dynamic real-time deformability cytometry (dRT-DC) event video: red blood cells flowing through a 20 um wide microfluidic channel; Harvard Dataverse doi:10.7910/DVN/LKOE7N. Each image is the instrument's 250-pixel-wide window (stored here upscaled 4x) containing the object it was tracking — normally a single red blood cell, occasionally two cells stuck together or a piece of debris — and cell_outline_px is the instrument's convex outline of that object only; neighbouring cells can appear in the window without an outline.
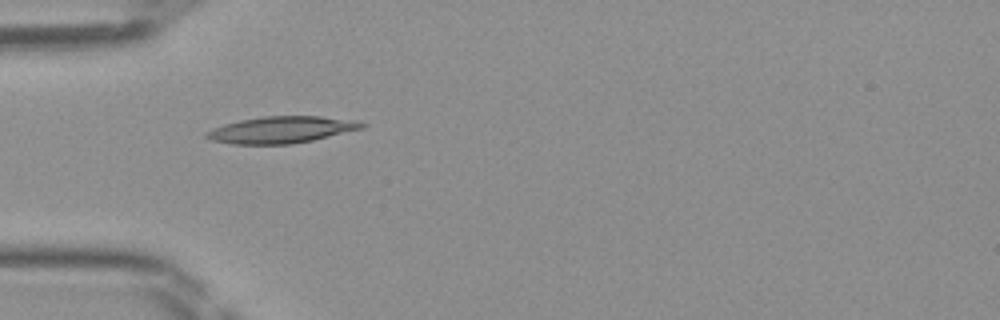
{"species": "Egyptian fruit bat (a non-hibernating species)", "species_latin": "Rousettus aegyptiacus", "temperature_condition": "room temperature", "stored_images_in_passage": 34, "camera_frame_rate_fps": 3000, "um_per_image_px": 0.085, "frame": {"image": 1, "passage_image": 1, "time_ms": 0.0, "image_size_px": [1000, 320], "cell_outline_px": [[368, 124], [364, 128], [312, 140], [292, 144], [232, 144], [208, 140], [204, 136], [204, 132], [212, 128], [224, 124], [240, 120], [264, 116], [320, 116], [356, 120]], "centroid_in_image_um": [23.89, 11.03], "position_along_channel_um": 61.1, "area_um2": 24.33}}
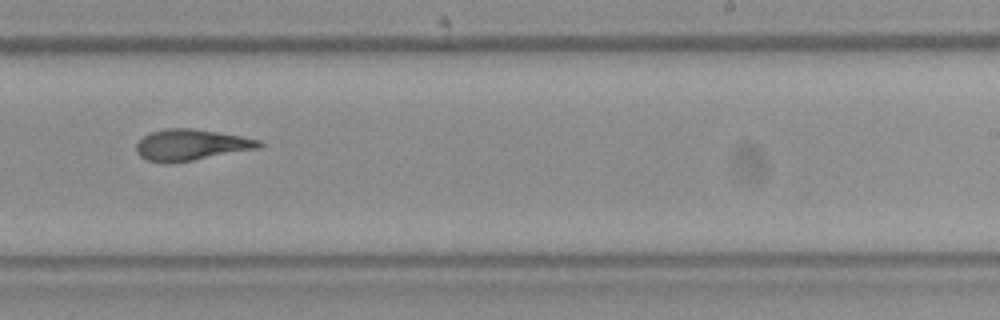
{"frame": {"image": 2, "passage_image": 16, "time_ms": 5.0, "image_size_px": [1000, 320], "cell_outline_px": [[264, 144], [260, 148], [172, 164], [164, 164], [144, 160], [136, 152], [136, 144], [148, 132], [164, 128], [192, 128], [240, 136], [260, 140]], "centroid_in_image_um": [16.19, 12.33], "position_along_channel_um": 272.8, "area_um2": 22.6}}
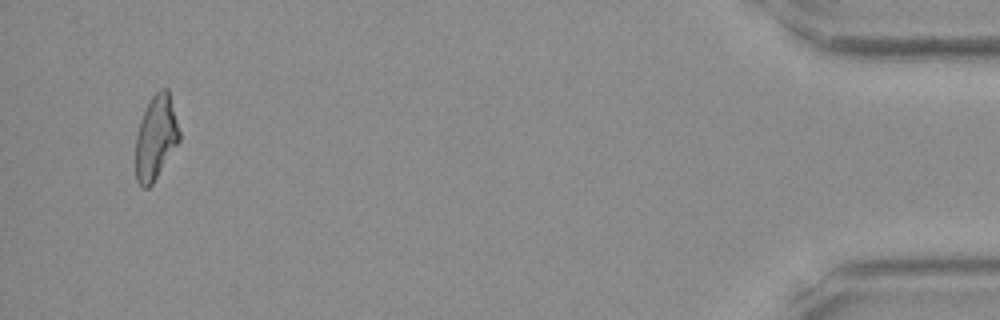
{"frame": {"image": 3, "passage_image": 32, "time_ms": 10.333, "image_size_px": [1000, 320], "cell_outline_px": [[180, 140], [152, 184], [148, 188], [144, 188], [136, 180], [136, 136], [140, 120], [152, 96], [160, 88], [168, 88], [180, 132]], "centroid_in_image_um": [13.25, 11.68], "position_along_channel_um": 422.0, "area_um2": 21.21}}